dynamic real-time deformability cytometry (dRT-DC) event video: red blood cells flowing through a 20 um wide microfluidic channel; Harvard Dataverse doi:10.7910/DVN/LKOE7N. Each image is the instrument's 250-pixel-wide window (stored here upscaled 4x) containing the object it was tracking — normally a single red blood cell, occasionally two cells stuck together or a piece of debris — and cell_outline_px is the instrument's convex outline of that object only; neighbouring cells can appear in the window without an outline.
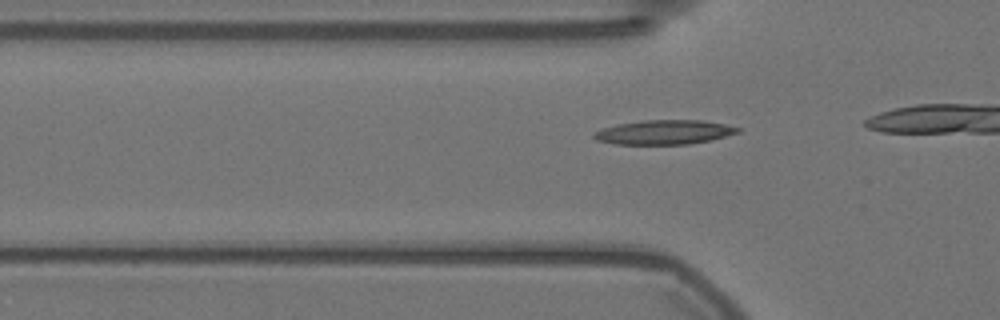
{"species": "Egyptian fruit bat (a non-hibernating species)", "species_latin": "Rousettus aegyptiacus", "temperature_condition": "warm", "stored_images_in_passage": 19, "camera_frame_rate_fps": 3000, "um_per_image_px": 0.085, "animal": {"sex": "female"}, "frame": {"image": 1, "passage_image": 13, "time_ms": 4.0, "image_size_px": [1000, 320], "cell_outline_px": [[740, 132], [712, 140], [688, 144], [616, 144], [596, 140], [592, 136], [592, 132], [600, 128], [616, 124], [640, 120], [704, 120], [724, 124], [740, 128]], "centroid_in_image_um": [56.41, 11.23], "position_along_channel_um": 69.4, "area_um2": 20.63}}
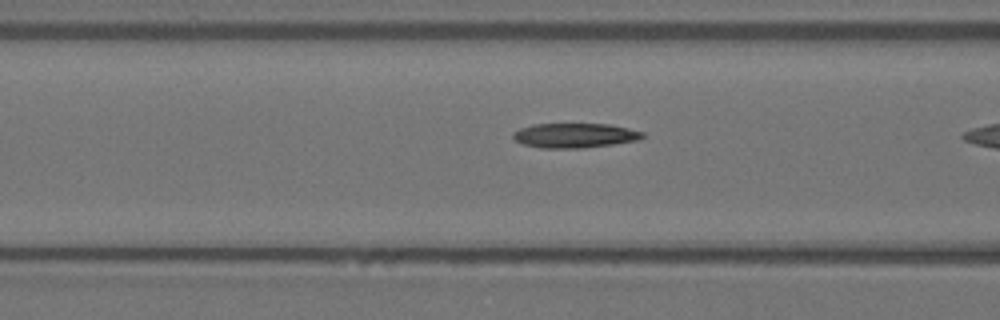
{"frame": {"image": 2, "passage_image": 17, "time_ms": 5.333, "image_size_px": [1000, 320], "cell_outline_px": [[644, 136], [636, 140], [612, 144], [580, 148], [540, 148], [524, 144], [516, 140], [512, 136], [512, 132], [520, 128], [532, 124], [608, 124], [628, 128], [644, 132]], "centroid_in_image_um": [48.82, 11.51], "position_along_channel_um": 117.8, "area_um2": 18.44}}